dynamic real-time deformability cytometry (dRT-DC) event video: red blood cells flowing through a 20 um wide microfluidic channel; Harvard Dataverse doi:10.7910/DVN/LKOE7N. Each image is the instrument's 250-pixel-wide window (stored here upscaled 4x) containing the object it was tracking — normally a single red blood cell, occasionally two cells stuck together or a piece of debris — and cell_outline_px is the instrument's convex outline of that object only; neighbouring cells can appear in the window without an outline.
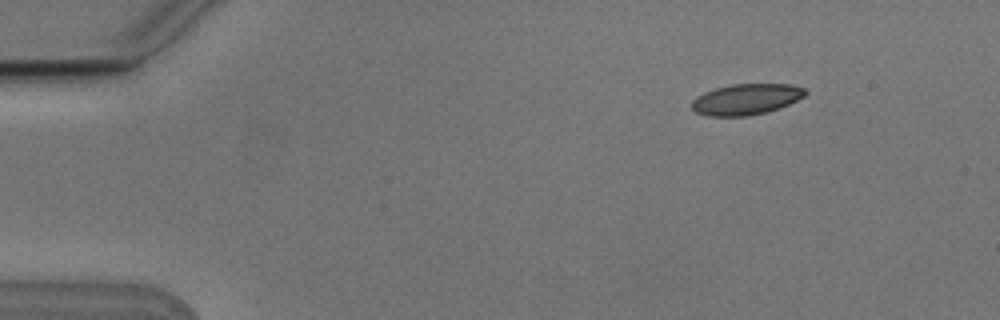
{"species": "Egyptian fruit bat (a non-hibernating species)", "species_latin": "Rousettus aegyptiacus", "temperature_condition": "cold", "stored_images_in_passage": 5, "camera_frame_rate_fps": 3000, "um_per_image_px": 0.085, "animal": {"sex": "male"}, "frame": {"image": 1, "passage_image": 1, "time_ms": 0.0, "image_size_px": [1000, 320], "cell_outline_px": [[808, 92], [804, 96], [780, 108], [768, 112], [748, 116], [708, 116], [696, 112], [692, 108], [692, 100], [696, 96], [704, 92], [716, 88], [732, 84], [792, 84], [804, 88]], "centroid_in_image_um": [63.43, 8.44], "position_along_channel_um": 21.6, "area_um2": 20.52}}
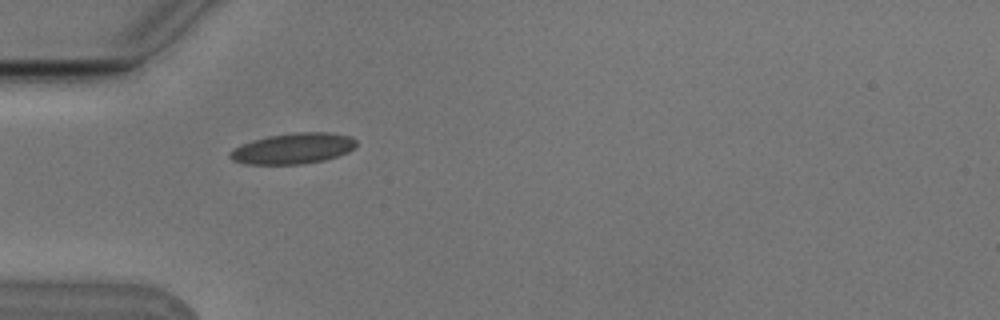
{"frame": {"image": 2, "passage_image": 4, "time_ms": 1.0, "image_size_px": [1000, 320], "cell_outline_px": [[356, 148], [348, 152], [324, 160], [304, 164], [248, 164], [236, 160], [228, 156], [228, 152], [252, 140], [268, 136], [296, 132], [328, 132], [348, 136], [356, 140]], "centroid_in_image_um": [24.95, 12.62], "position_along_channel_um": 60.1, "area_um2": 22.43}}